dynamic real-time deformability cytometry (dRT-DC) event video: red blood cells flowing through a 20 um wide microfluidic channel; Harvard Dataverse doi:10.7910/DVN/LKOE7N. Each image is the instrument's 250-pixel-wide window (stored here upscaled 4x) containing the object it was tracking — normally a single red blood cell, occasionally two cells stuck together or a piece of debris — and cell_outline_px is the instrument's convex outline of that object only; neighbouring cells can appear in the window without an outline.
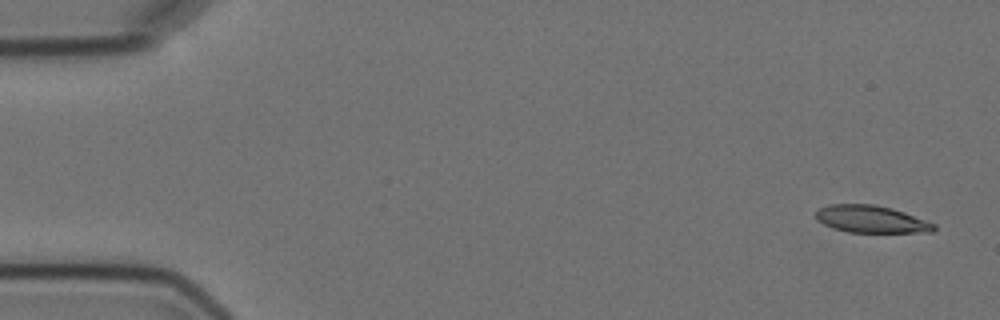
{"species": "Egyptian fruit bat (a non-hibernating species)", "species_latin": "Rousettus aegyptiacus", "temperature_condition": "cold", "stored_images_in_passage": 4, "camera_frame_rate_fps": 3000, "um_per_image_px": 0.085, "animal": {"sex": "female"}, "frame": {"image": 1, "passage_image": 1, "time_ms": 0.0, "image_size_px": [1000, 320], "cell_outline_px": [[936, 228], [932, 232], [848, 232], [832, 228], [816, 220], [816, 212], [820, 208], [828, 204], [876, 204], [892, 208], [904, 212], [936, 224]], "centroid_in_image_um": [74.04, 18.62], "position_along_channel_um": 11.0, "area_um2": 18.79}}
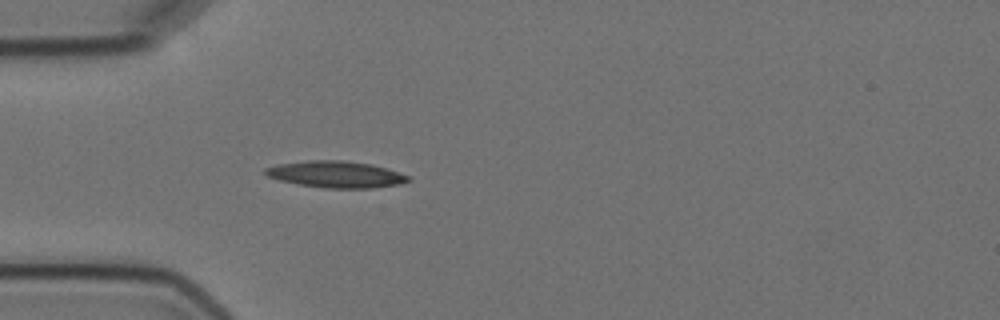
{"frame": {"image": 2, "passage_image": 4, "time_ms": 4.667, "image_size_px": [1000, 320], "cell_outline_px": [[412, 180], [400, 184], [372, 188], [324, 188], [300, 184], [280, 180], [268, 176], [264, 172], [264, 168], [280, 164], [308, 160], [344, 160], [372, 164], [412, 176]], "centroid_in_image_um": [28.61, 14.82], "position_along_channel_um": 56.4, "area_um2": 22.14}}